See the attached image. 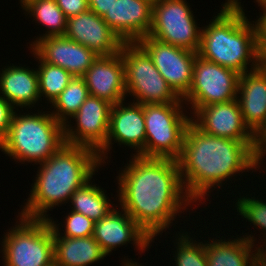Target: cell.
I'll use <instances>...</instances> for the list:
<instances>
[{"label": "cell", "mask_w": 266, "mask_h": 266, "mask_svg": "<svg viewBox=\"0 0 266 266\" xmlns=\"http://www.w3.org/2000/svg\"><path fill=\"white\" fill-rule=\"evenodd\" d=\"M133 155L117 176L118 201L154 240L193 201L184 190L177 160Z\"/></svg>", "instance_id": "1"}, {"label": "cell", "mask_w": 266, "mask_h": 266, "mask_svg": "<svg viewBox=\"0 0 266 266\" xmlns=\"http://www.w3.org/2000/svg\"><path fill=\"white\" fill-rule=\"evenodd\" d=\"M177 162L187 196L193 202L198 200L200 203L205 195L208 196L207 193H211L212 187L220 189L222 181L245 170L260 168L255 141H236L209 135L192 121L186 129Z\"/></svg>", "instance_id": "2"}, {"label": "cell", "mask_w": 266, "mask_h": 266, "mask_svg": "<svg viewBox=\"0 0 266 266\" xmlns=\"http://www.w3.org/2000/svg\"><path fill=\"white\" fill-rule=\"evenodd\" d=\"M39 165L30 197L19 213L21 217L48 219V210L68 203L71 195L101 167L95 151L68 144Z\"/></svg>", "instance_id": "3"}, {"label": "cell", "mask_w": 266, "mask_h": 266, "mask_svg": "<svg viewBox=\"0 0 266 266\" xmlns=\"http://www.w3.org/2000/svg\"><path fill=\"white\" fill-rule=\"evenodd\" d=\"M226 1L217 16L201 28L198 55L241 75L258 68L262 49L254 21L252 24L245 16L241 2Z\"/></svg>", "instance_id": "4"}, {"label": "cell", "mask_w": 266, "mask_h": 266, "mask_svg": "<svg viewBox=\"0 0 266 266\" xmlns=\"http://www.w3.org/2000/svg\"><path fill=\"white\" fill-rule=\"evenodd\" d=\"M24 114L15 111L0 150L20 163H43L65 144L64 125L48 111Z\"/></svg>", "instance_id": "5"}, {"label": "cell", "mask_w": 266, "mask_h": 266, "mask_svg": "<svg viewBox=\"0 0 266 266\" xmlns=\"http://www.w3.org/2000/svg\"><path fill=\"white\" fill-rule=\"evenodd\" d=\"M182 105L143 104L146 132L144 157L179 158L185 132L192 119L183 112Z\"/></svg>", "instance_id": "6"}, {"label": "cell", "mask_w": 266, "mask_h": 266, "mask_svg": "<svg viewBox=\"0 0 266 266\" xmlns=\"http://www.w3.org/2000/svg\"><path fill=\"white\" fill-rule=\"evenodd\" d=\"M19 217L2 239L4 266L50 265L54 261V238L48 220Z\"/></svg>", "instance_id": "7"}, {"label": "cell", "mask_w": 266, "mask_h": 266, "mask_svg": "<svg viewBox=\"0 0 266 266\" xmlns=\"http://www.w3.org/2000/svg\"><path fill=\"white\" fill-rule=\"evenodd\" d=\"M120 53L124 65L126 94L133 96L135 103H184L137 42H124Z\"/></svg>", "instance_id": "8"}, {"label": "cell", "mask_w": 266, "mask_h": 266, "mask_svg": "<svg viewBox=\"0 0 266 266\" xmlns=\"http://www.w3.org/2000/svg\"><path fill=\"white\" fill-rule=\"evenodd\" d=\"M192 12L186 0H161L153 4L152 27L148 36L198 53L201 28Z\"/></svg>", "instance_id": "9"}, {"label": "cell", "mask_w": 266, "mask_h": 266, "mask_svg": "<svg viewBox=\"0 0 266 266\" xmlns=\"http://www.w3.org/2000/svg\"><path fill=\"white\" fill-rule=\"evenodd\" d=\"M239 76L236 71L197 54L192 85L182 100L185 104L192 105L194 114L201 107L237 99Z\"/></svg>", "instance_id": "10"}, {"label": "cell", "mask_w": 266, "mask_h": 266, "mask_svg": "<svg viewBox=\"0 0 266 266\" xmlns=\"http://www.w3.org/2000/svg\"><path fill=\"white\" fill-rule=\"evenodd\" d=\"M137 43L151 57L153 64L173 91L183 98L193 81V67L197 52L158 41L150 36Z\"/></svg>", "instance_id": "11"}, {"label": "cell", "mask_w": 266, "mask_h": 266, "mask_svg": "<svg viewBox=\"0 0 266 266\" xmlns=\"http://www.w3.org/2000/svg\"><path fill=\"white\" fill-rule=\"evenodd\" d=\"M112 105L89 95L71 117L76 121V128L71 127L70 121L64 125L65 144L86 147L98 153L106 145Z\"/></svg>", "instance_id": "12"}, {"label": "cell", "mask_w": 266, "mask_h": 266, "mask_svg": "<svg viewBox=\"0 0 266 266\" xmlns=\"http://www.w3.org/2000/svg\"><path fill=\"white\" fill-rule=\"evenodd\" d=\"M134 101L128 106H124L123 101L112 105L106 145L97 153L101 164L108 158L106 155L112 149V141L133 148L135 155L144 157L146 132L143 104Z\"/></svg>", "instance_id": "13"}, {"label": "cell", "mask_w": 266, "mask_h": 266, "mask_svg": "<svg viewBox=\"0 0 266 266\" xmlns=\"http://www.w3.org/2000/svg\"><path fill=\"white\" fill-rule=\"evenodd\" d=\"M191 118L200 130L209 135L255 141V134L245 124L237 99L201 107Z\"/></svg>", "instance_id": "14"}, {"label": "cell", "mask_w": 266, "mask_h": 266, "mask_svg": "<svg viewBox=\"0 0 266 266\" xmlns=\"http://www.w3.org/2000/svg\"><path fill=\"white\" fill-rule=\"evenodd\" d=\"M64 36L87 47L98 56L114 55L120 52L124 43L102 17L91 10L68 18Z\"/></svg>", "instance_id": "15"}, {"label": "cell", "mask_w": 266, "mask_h": 266, "mask_svg": "<svg viewBox=\"0 0 266 266\" xmlns=\"http://www.w3.org/2000/svg\"><path fill=\"white\" fill-rule=\"evenodd\" d=\"M93 237L106 255L130 241L143 252L153 241L125 210L121 209L120 212L117 208L95 222Z\"/></svg>", "instance_id": "16"}, {"label": "cell", "mask_w": 266, "mask_h": 266, "mask_svg": "<svg viewBox=\"0 0 266 266\" xmlns=\"http://www.w3.org/2000/svg\"><path fill=\"white\" fill-rule=\"evenodd\" d=\"M30 48L44 62L59 66L76 77H82L98 57L92 50L65 36L38 39Z\"/></svg>", "instance_id": "17"}, {"label": "cell", "mask_w": 266, "mask_h": 266, "mask_svg": "<svg viewBox=\"0 0 266 266\" xmlns=\"http://www.w3.org/2000/svg\"><path fill=\"white\" fill-rule=\"evenodd\" d=\"M90 96L117 104L126 98L124 65L121 53L98 56L82 76Z\"/></svg>", "instance_id": "18"}, {"label": "cell", "mask_w": 266, "mask_h": 266, "mask_svg": "<svg viewBox=\"0 0 266 266\" xmlns=\"http://www.w3.org/2000/svg\"><path fill=\"white\" fill-rule=\"evenodd\" d=\"M153 5L146 0H117L102 19L123 42H137L152 27Z\"/></svg>", "instance_id": "19"}, {"label": "cell", "mask_w": 266, "mask_h": 266, "mask_svg": "<svg viewBox=\"0 0 266 266\" xmlns=\"http://www.w3.org/2000/svg\"><path fill=\"white\" fill-rule=\"evenodd\" d=\"M237 101L245 124L256 134L266 123V76L259 68L239 76Z\"/></svg>", "instance_id": "20"}, {"label": "cell", "mask_w": 266, "mask_h": 266, "mask_svg": "<svg viewBox=\"0 0 266 266\" xmlns=\"http://www.w3.org/2000/svg\"><path fill=\"white\" fill-rule=\"evenodd\" d=\"M2 94V95H1ZM0 96L16 107H34L40 99L37 68L7 66L0 73Z\"/></svg>", "instance_id": "21"}, {"label": "cell", "mask_w": 266, "mask_h": 266, "mask_svg": "<svg viewBox=\"0 0 266 266\" xmlns=\"http://www.w3.org/2000/svg\"><path fill=\"white\" fill-rule=\"evenodd\" d=\"M245 236L228 241L220 238L206 242L208 266H260V251L252 249L256 239L251 234Z\"/></svg>", "instance_id": "22"}, {"label": "cell", "mask_w": 266, "mask_h": 266, "mask_svg": "<svg viewBox=\"0 0 266 266\" xmlns=\"http://www.w3.org/2000/svg\"><path fill=\"white\" fill-rule=\"evenodd\" d=\"M54 261L59 266H89L107 255L93 236L69 238L53 236Z\"/></svg>", "instance_id": "23"}, {"label": "cell", "mask_w": 266, "mask_h": 266, "mask_svg": "<svg viewBox=\"0 0 266 266\" xmlns=\"http://www.w3.org/2000/svg\"><path fill=\"white\" fill-rule=\"evenodd\" d=\"M90 183L91 179L77 189L71 195L69 202L72 203V211L81 213L96 222L105 217L113 209L114 204L109 202V197L103 188Z\"/></svg>", "instance_id": "24"}, {"label": "cell", "mask_w": 266, "mask_h": 266, "mask_svg": "<svg viewBox=\"0 0 266 266\" xmlns=\"http://www.w3.org/2000/svg\"><path fill=\"white\" fill-rule=\"evenodd\" d=\"M27 15L33 16L37 23L42 24L47 28L45 34L39 36L33 44L34 45L38 39H43L51 36H64L66 31L67 18L63 11L57 5L56 0H35L28 4L24 8Z\"/></svg>", "instance_id": "25"}, {"label": "cell", "mask_w": 266, "mask_h": 266, "mask_svg": "<svg viewBox=\"0 0 266 266\" xmlns=\"http://www.w3.org/2000/svg\"><path fill=\"white\" fill-rule=\"evenodd\" d=\"M89 95L83 77L73 76L67 87L52 103L51 107H54V111L50 113L58 122L65 125L69 117L71 118L78 111Z\"/></svg>", "instance_id": "26"}, {"label": "cell", "mask_w": 266, "mask_h": 266, "mask_svg": "<svg viewBox=\"0 0 266 266\" xmlns=\"http://www.w3.org/2000/svg\"><path fill=\"white\" fill-rule=\"evenodd\" d=\"M31 52L40 64L37 69L40 99L47 98L48 103L52 104L67 87L73 75L59 66L44 62L33 50Z\"/></svg>", "instance_id": "27"}, {"label": "cell", "mask_w": 266, "mask_h": 266, "mask_svg": "<svg viewBox=\"0 0 266 266\" xmlns=\"http://www.w3.org/2000/svg\"><path fill=\"white\" fill-rule=\"evenodd\" d=\"M176 239V251L174 265L176 266H208V261L205 252V243L193 241L191 236H188V232L185 234L179 233Z\"/></svg>", "instance_id": "28"}, {"label": "cell", "mask_w": 266, "mask_h": 266, "mask_svg": "<svg viewBox=\"0 0 266 266\" xmlns=\"http://www.w3.org/2000/svg\"><path fill=\"white\" fill-rule=\"evenodd\" d=\"M65 231L60 233V228L54 220L48 218V222L53 229V236L69 237V238H85L93 236L95 222L85 215L72 211L65 217ZM61 234V235H60ZM63 235V236H62Z\"/></svg>", "instance_id": "29"}, {"label": "cell", "mask_w": 266, "mask_h": 266, "mask_svg": "<svg viewBox=\"0 0 266 266\" xmlns=\"http://www.w3.org/2000/svg\"><path fill=\"white\" fill-rule=\"evenodd\" d=\"M235 207L237 208V212H239L242 216L248 220V222H251L255 228L256 226L261 229L262 232H266V202L261 201V199H255L254 197H242L238 198L236 200ZM237 204V205H236ZM262 233L264 239V243L266 244V233ZM266 248V245H264Z\"/></svg>", "instance_id": "30"}, {"label": "cell", "mask_w": 266, "mask_h": 266, "mask_svg": "<svg viewBox=\"0 0 266 266\" xmlns=\"http://www.w3.org/2000/svg\"><path fill=\"white\" fill-rule=\"evenodd\" d=\"M15 108L0 96V143L6 138Z\"/></svg>", "instance_id": "31"}, {"label": "cell", "mask_w": 266, "mask_h": 266, "mask_svg": "<svg viewBox=\"0 0 266 266\" xmlns=\"http://www.w3.org/2000/svg\"><path fill=\"white\" fill-rule=\"evenodd\" d=\"M56 2L67 19L89 10L88 0H56Z\"/></svg>", "instance_id": "32"}, {"label": "cell", "mask_w": 266, "mask_h": 266, "mask_svg": "<svg viewBox=\"0 0 266 266\" xmlns=\"http://www.w3.org/2000/svg\"><path fill=\"white\" fill-rule=\"evenodd\" d=\"M261 6L263 10L262 15L254 22L258 37L259 45L262 51L266 48V4L258 5Z\"/></svg>", "instance_id": "33"}, {"label": "cell", "mask_w": 266, "mask_h": 266, "mask_svg": "<svg viewBox=\"0 0 266 266\" xmlns=\"http://www.w3.org/2000/svg\"><path fill=\"white\" fill-rule=\"evenodd\" d=\"M266 123L255 134V154L261 164L263 157L266 155Z\"/></svg>", "instance_id": "34"}, {"label": "cell", "mask_w": 266, "mask_h": 266, "mask_svg": "<svg viewBox=\"0 0 266 266\" xmlns=\"http://www.w3.org/2000/svg\"><path fill=\"white\" fill-rule=\"evenodd\" d=\"M115 1L117 0H88L89 10L103 17Z\"/></svg>", "instance_id": "35"}, {"label": "cell", "mask_w": 266, "mask_h": 266, "mask_svg": "<svg viewBox=\"0 0 266 266\" xmlns=\"http://www.w3.org/2000/svg\"><path fill=\"white\" fill-rule=\"evenodd\" d=\"M262 246L263 245L255 247V248H257L260 251V266H266V248Z\"/></svg>", "instance_id": "36"}, {"label": "cell", "mask_w": 266, "mask_h": 266, "mask_svg": "<svg viewBox=\"0 0 266 266\" xmlns=\"http://www.w3.org/2000/svg\"><path fill=\"white\" fill-rule=\"evenodd\" d=\"M258 68L265 74L266 76V55L262 52L259 60Z\"/></svg>", "instance_id": "37"}, {"label": "cell", "mask_w": 266, "mask_h": 266, "mask_svg": "<svg viewBox=\"0 0 266 266\" xmlns=\"http://www.w3.org/2000/svg\"><path fill=\"white\" fill-rule=\"evenodd\" d=\"M135 261H132V260H124V262H123V264L124 265H122V266H142L141 264H139V263H137V262H135Z\"/></svg>", "instance_id": "38"}, {"label": "cell", "mask_w": 266, "mask_h": 266, "mask_svg": "<svg viewBox=\"0 0 266 266\" xmlns=\"http://www.w3.org/2000/svg\"><path fill=\"white\" fill-rule=\"evenodd\" d=\"M33 1L35 0H20L21 7L24 9L28 4H30Z\"/></svg>", "instance_id": "39"}, {"label": "cell", "mask_w": 266, "mask_h": 266, "mask_svg": "<svg viewBox=\"0 0 266 266\" xmlns=\"http://www.w3.org/2000/svg\"><path fill=\"white\" fill-rule=\"evenodd\" d=\"M258 2L259 5H265L266 0H256V3Z\"/></svg>", "instance_id": "40"}, {"label": "cell", "mask_w": 266, "mask_h": 266, "mask_svg": "<svg viewBox=\"0 0 266 266\" xmlns=\"http://www.w3.org/2000/svg\"><path fill=\"white\" fill-rule=\"evenodd\" d=\"M146 1L150 2L153 5L160 2L161 0H146Z\"/></svg>", "instance_id": "41"}, {"label": "cell", "mask_w": 266, "mask_h": 266, "mask_svg": "<svg viewBox=\"0 0 266 266\" xmlns=\"http://www.w3.org/2000/svg\"><path fill=\"white\" fill-rule=\"evenodd\" d=\"M48 266H59L55 261H53L50 265Z\"/></svg>", "instance_id": "42"}]
</instances>
